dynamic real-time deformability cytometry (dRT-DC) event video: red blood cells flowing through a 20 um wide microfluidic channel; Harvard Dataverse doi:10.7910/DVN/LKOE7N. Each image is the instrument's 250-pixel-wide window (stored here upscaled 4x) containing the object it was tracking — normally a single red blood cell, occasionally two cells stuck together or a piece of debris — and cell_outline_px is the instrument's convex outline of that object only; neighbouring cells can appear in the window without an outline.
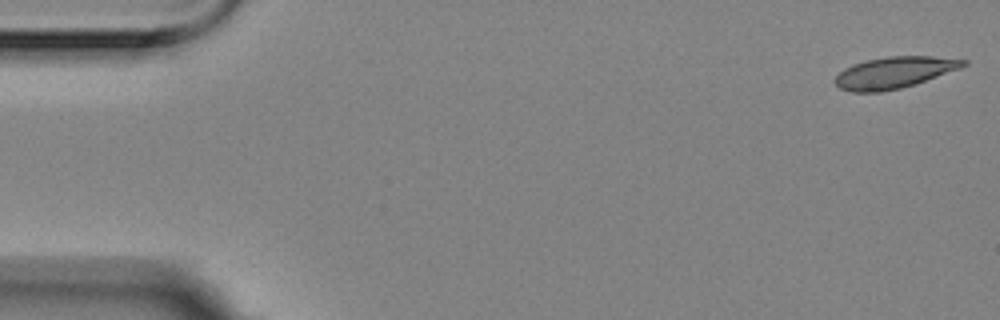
{"species": "Egyptian fruit bat (a non-hibernating species)", "species_latin": "Rousettus aegyptiacus", "temperature_condition": "room temperature", "stored_images_in_passage": 15, "camera_frame_rate_fps": 3000, "um_per_image_px": 0.085, "animal": {"sex": "female"}, "frame": {"image": 1, "passage_image": 1, "time_ms": 0.0, "image_size_px": [1000, 320], "cell_outline_px": [[968, 64], [960, 68], [900, 88], [880, 92], [852, 92], [840, 88], [832, 80], [844, 68], [852, 64], [868, 60], [888, 56], [932, 56], [968, 60]], "centroid_in_image_um": [75.97, 6.16], "position_along_channel_um": 9.0, "area_um2": 23.24}}
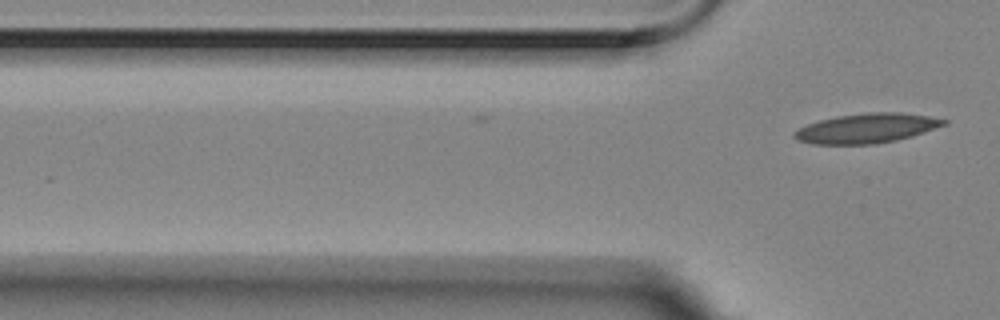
{"frame": {"image": 2, "passage_image": 15, "time_ms": 4.667, "image_size_px": [1000, 320], "cell_outline_px": [[948, 124], [912, 136], [896, 140], [876, 144], [812, 144], [796, 140], [792, 136], [792, 132], [808, 124], [820, 120], [836, 116], [864, 112], [900, 112], [928, 116], [948, 120]], "centroid_in_image_um": [73.66, 10.9], "position_along_channel_um": 52.1, "area_um2": 25.95}}